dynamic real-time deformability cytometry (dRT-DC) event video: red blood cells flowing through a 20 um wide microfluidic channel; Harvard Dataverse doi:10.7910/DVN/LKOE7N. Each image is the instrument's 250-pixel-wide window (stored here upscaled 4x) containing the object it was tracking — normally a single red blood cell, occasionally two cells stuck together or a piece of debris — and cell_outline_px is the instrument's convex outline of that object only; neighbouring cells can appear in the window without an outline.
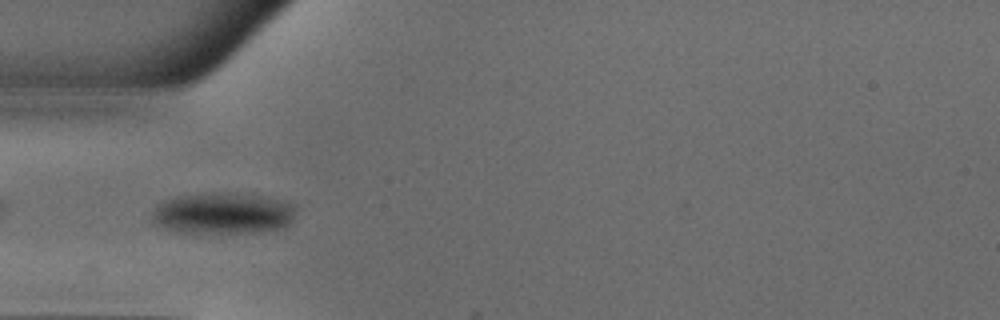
{"species": "common noctule bat (a hibernating species)", "species_latin": "Nyctalus noctula", "temperature_condition": "warm", "stored_images_in_passage": 11, "camera_frame_rate_fps": 3000, "um_per_image_px": 0.085, "animal": {"sex": "male", "body_mass_g": 18.8}, "frame": {"image": 1, "passage_image": 2, "time_ms": 0.333, "image_size_px": [1000, 320], "cell_outline_px": [[296, 208], [292, 220], [284, 228], [260, 232], [172, 232], [160, 228], [152, 220], [152, 212], [156, 204], [164, 200], [176, 196], [216, 192], [232, 192], [272, 196], [296, 204]], "centroid_in_image_um": [18.97, 18.11], "position_along_channel_um": 66.0, "area_um2": 35.55}}
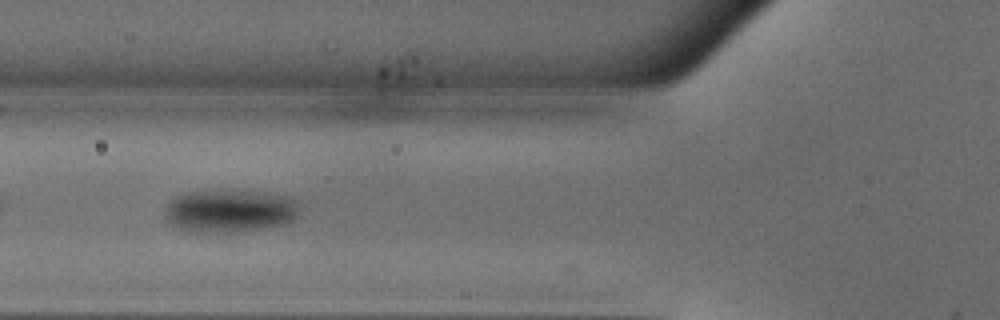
{"frame": {"image": 2, "passage_image": 5, "time_ms": 1.333, "image_size_px": [1000, 320], "cell_outline_px": [[296, 208], [292, 220], [284, 224], [268, 228], [228, 232], [188, 232], [172, 228], [164, 216], [168, 204], [176, 196], [188, 192], [260, 192], [284, 196], [296, 200]], "centroid_in_image_um": [19.44, 17.97], "position_along_channel_um": 106.4, "area_um2": 32.95}}
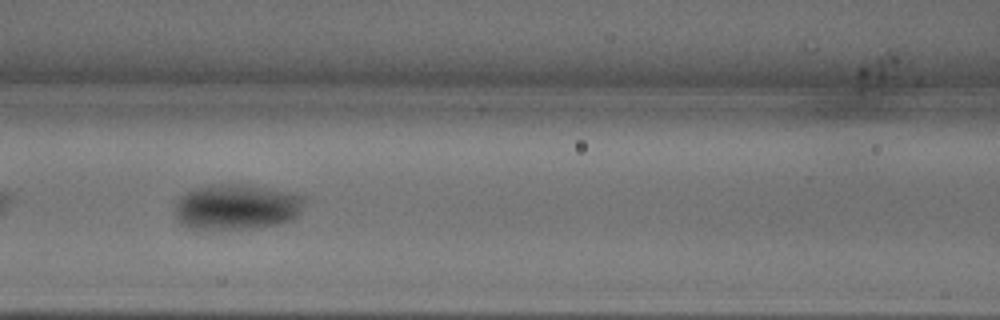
{"frame": {"image": 3, "passage_image": 8, "time_ms": 2.333, "image_size_px": [1000, 320], "cell_outline_px": [[304, 204], [300, 212], [292, 220], [276, 224], [252, 228], [188, 228], [180, 224], [176, 216], [176, 204], [180, 196], [192, 188], [212, 184], [240, 184], [292, 192], [304, 196]], "centroid_in_image_um": [20.1, 17.57], "position_along_channel_um": 146.5, "area_um2": 34.22}}